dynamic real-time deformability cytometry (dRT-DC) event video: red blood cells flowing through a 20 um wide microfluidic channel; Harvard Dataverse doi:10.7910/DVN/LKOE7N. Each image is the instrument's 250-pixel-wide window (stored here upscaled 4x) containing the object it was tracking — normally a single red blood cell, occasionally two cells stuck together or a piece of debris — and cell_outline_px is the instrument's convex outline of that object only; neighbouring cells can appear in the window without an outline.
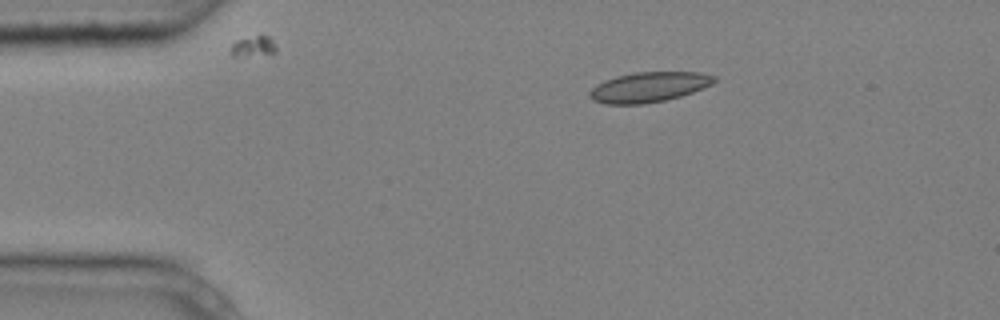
{"species": "common noctule bat (a hibernating species)", "species_latin": "Nyctalus noctula", "temperature_condition": "cold", "stored_images_in_passage": 5, "camera_frame_rate_fps": 3000, "um_per_image_px": 0.085, "animal": {"sex": "male", "body_mass_g": 20.4}, "frame": {"image": 1, "passage_image": 2, "time_ms": 0.333, "image_size_px": [1000, 320], "cell_outline_px": [[716, 80], [712, 84], [692, 92], [680, 96], [664, 100], [644, 104], [604, 104], [592, 100], [588, 96], [588, 92], [592, 88], [604, 80], [616, 76], [632, 72], [700, 72], [716, 76]], "centroid_in_image_um": [55.12, 7.4], "position_along_channel_um": 29.9, "area_um2": 21.91}}
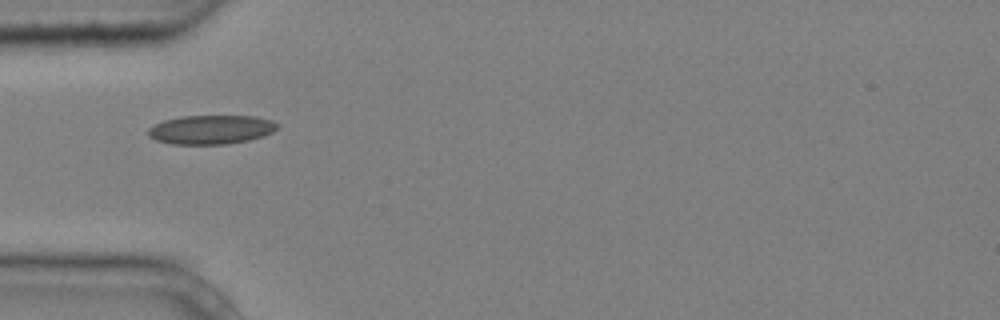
{"frame": {"image": 2, "passage_image": 4, "time_ms": 1.0, "image_size_px": [1000, 320], "cell_outline_px": [[280, 124], [272, 132], [264, 136], [248, 140], [228, 144], [172, 144], [156, 140], [148, 136], [148, 128], [152, 124], [164, 120], [180, 116], [256, 116], [272, 120]], "centroid_in_image_um": [17.93, 11.01], "position_along_channel_um": 67.1, "area_um2": 22.02}}
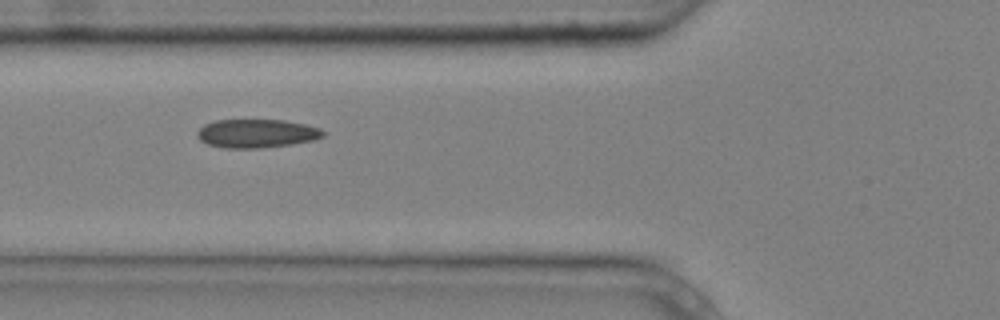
{"frame": {"image": 3, "passage_image": 5, "time_ms": 1.333, "image_size_px": [1000, 320], "cell_outline_px": [[324, 136], [312, 140], [292, 144], [260, 148], [224, 148], [208, 144], [200, 140], [196, 136], [196, 132], [204, 124], [216, 120], [284, 120], [304, 124], [320, 128], [324, 132]], "centroid_in_image_um": [21.78, 11.34], "position_along_channel_um": 104.0, "area_um2": 20.92}}